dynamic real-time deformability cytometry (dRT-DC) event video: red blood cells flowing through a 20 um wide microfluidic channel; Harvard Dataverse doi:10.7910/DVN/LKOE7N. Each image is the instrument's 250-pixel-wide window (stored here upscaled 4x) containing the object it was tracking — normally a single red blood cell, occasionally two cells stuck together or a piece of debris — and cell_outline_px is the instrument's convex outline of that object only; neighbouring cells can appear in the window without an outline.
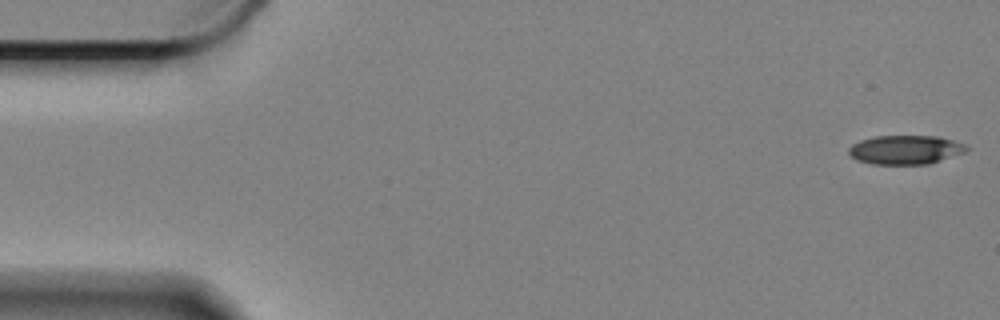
{"species": "Egyptian fruit bat (a non-hibernating species)", "species_latin": "Rousettus aegyptiacus", "temperature_condition": "cold", "stored_images_in_passage": 59, "camera_frame_rate_fps": 3000, "um_per_image_px": 0.085, "animal": {"sex": "female"}, "frame": {"image": 1, "passage_image": 1, "time_ms": 0.0, "image_size_px": [1000, 320], "cell_outline_px": [[972, 148], [964, 152], [928, 164], [872, 164], [856, 160], [848, 152], [848, 148], [852, 144], [860, 140], [876, 136], [936, 136], [968, 144]], "centroid_in_image_um": [76.97, 12.72], "position_along_channel_um": 8.0, "area_um2": 19.94}}
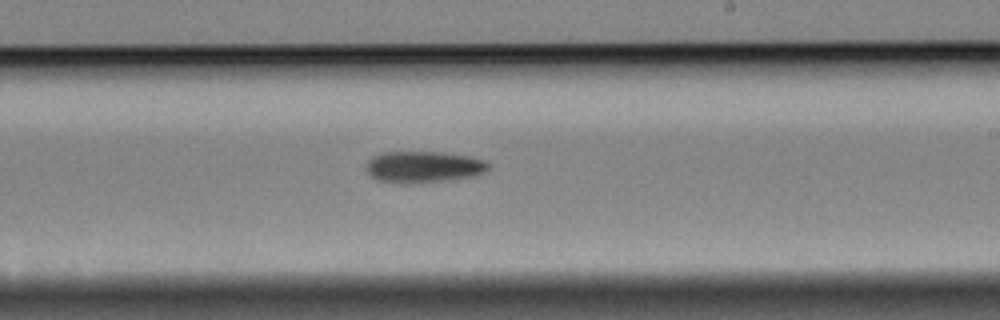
{"frame": {"image": 2, "passage_image": 34, "time_ms": 11.0, "image_size_px": [1000, 320], "cell_outline_px": [[488, 168], [484, 172], [472, 176], [444, 180], [404, 184], [400, 184], [376, 180], [368, 172], [368, 160], [372, 156], [380, 152], [440, 152], [468, 156], [484, 160], [488, 164]], "centroid_in_image_um": [35.95, 14.18], "position_along_channel_um": 253.1, "area_um2": 22.2}}
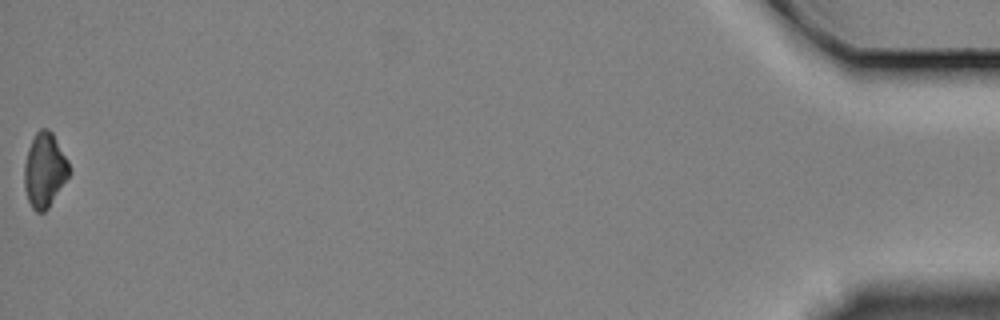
{"frame": {"image": 3, "passage_image": 59, "time_ms": 19.333, "image_size_px": [1000, 320], "cell_outline_px": [[68, 176], [48, 208], [44, 212], [36, 212], [32, 208], [28, 200], [24, 188], [24, 164], [28, 148], [36, 132], [40, 128], [48, 128], [52, 132], [68, 160]], "centroid_in_image_um": [3.76, 14.45], "position_along_channel_um": 431.4, "area_um2": 19.25}}